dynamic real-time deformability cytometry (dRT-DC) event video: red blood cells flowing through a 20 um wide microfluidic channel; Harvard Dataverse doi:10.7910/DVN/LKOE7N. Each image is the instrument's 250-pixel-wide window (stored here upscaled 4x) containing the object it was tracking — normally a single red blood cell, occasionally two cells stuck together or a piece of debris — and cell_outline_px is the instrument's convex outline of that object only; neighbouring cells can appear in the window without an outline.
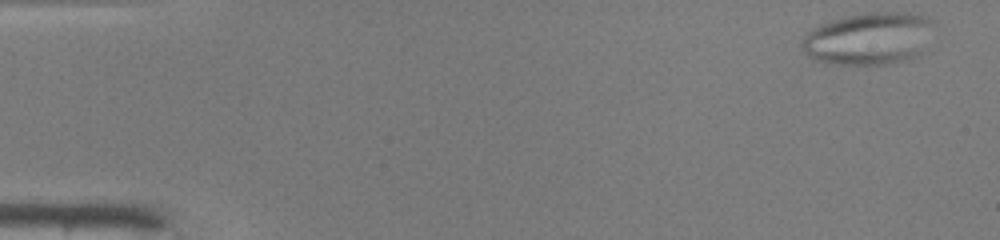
{"species": "common noctule bat (a hibernating species)", "species_latin": "Nyctalus noctula", "temperature_condition": "warm", "stored_images_in_passage": 48, "camera_frame_rate_fps": 3000, "um_per_image_px": 0.085, "animal": {"sex": "male", "body_mass_g": 19.0, "forearm_length_mm": 50.8}, "frame": {"image": 1, "passage_image": 1, "time_ms": 0.0, "image_size_px": [1000, 240], "cell_outline_px": [[932, 20], [924, 56], [908, 60], [888, 64], [824, 64], [808, 56], [800, 48], [800, 40], [812, 28], [820, 24], [832, 20], [848, 16], [868, 12], [920, 12]], "centroid_in_image_um": [73.86, 3.29], "position_along_channel_um": 11.1, "area_um2": 41.04}}
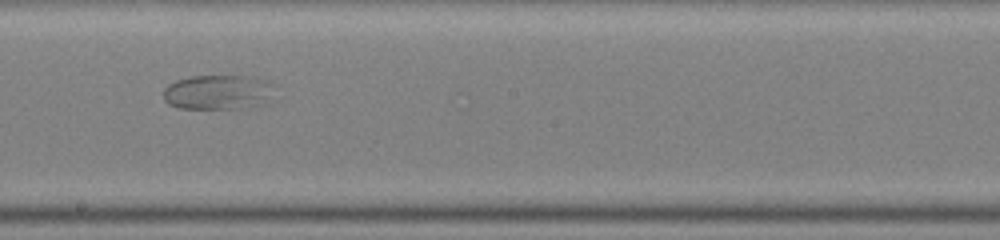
{"frame": {"image": 2, "passage_image": 27, "time_ms": 8.667, "image_size_px": [1000, 240], "cell_outline_px": [[276, 84], [268, 96], [264, 100], [256, 104], [240, 108], [180, 108], [168, 104], [164, 100], [164, 88], [168, 84], [176, 80], [192, 76], [264, 76]], "centroid_in_image_um": [18.52, 7.79], "position_along_channel_um": 229.7, "area_um2": 22.43}}
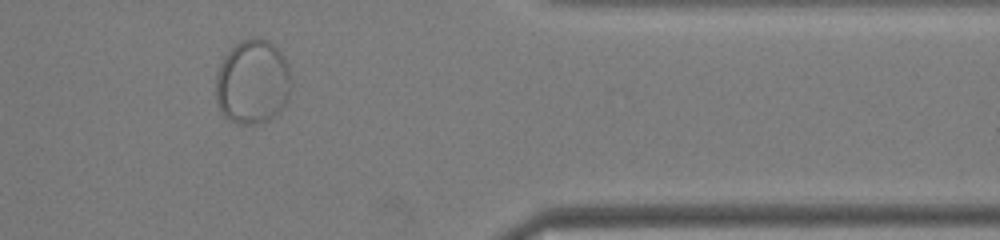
{"frame": {"image": 3, "passage_image": 40, "time_ms": 13.0, "image_size_px": [1000, 240], "cell_outline_px": [[288, 96], [284, 104], [276, 116], [268, 120], [256, 124], [236, 124], [228, 120], [220, 112], [216, 104], [216, 72], [224, 56], [240, 40], [252, 36], [260, 36], [268, 40], [284, 56], [288, 64]], "centroid_in_image_um": [21.42, 6.96], "position_along_channel_um": 390.0, "area_um2": 37.34}}